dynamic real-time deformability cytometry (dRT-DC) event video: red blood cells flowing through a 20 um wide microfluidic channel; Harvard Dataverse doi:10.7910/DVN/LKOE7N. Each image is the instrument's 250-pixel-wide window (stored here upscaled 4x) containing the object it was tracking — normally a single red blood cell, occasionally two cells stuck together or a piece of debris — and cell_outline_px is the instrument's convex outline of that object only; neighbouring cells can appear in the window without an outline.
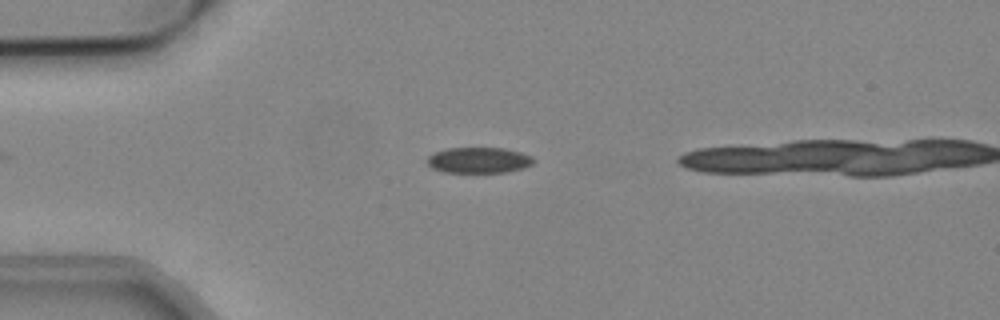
{"species": "common noctule bat (a hibernating species)", "species_latin": "Nyctalus noctula", "temperature_condition": "cold", "stored_images_in_passage": 37, "camera_frame_rate_fps": 3000, "um_per_image_px": 0.085, "animal": {"sex": "male", "body_mass_g": 19.2, "forearm_length_mm": 51.8}, "frame": {"image": 1, "passage_image": 1, "time_ms": 0.0, "image_size_px": [1000, 320], "cell_outline_px": [[536, 160], [532, 164], [524, 168], [508, 172], [444, 172], [432, 168], [428, 164], [428, 156], [436, 152], [448, 148], [504, 148], [520, 152], [532, 156]], "centroid_in_image_um": [40.74, 13.62], "position_along_channel_um": 44.3, "area_um2": 15.95}}
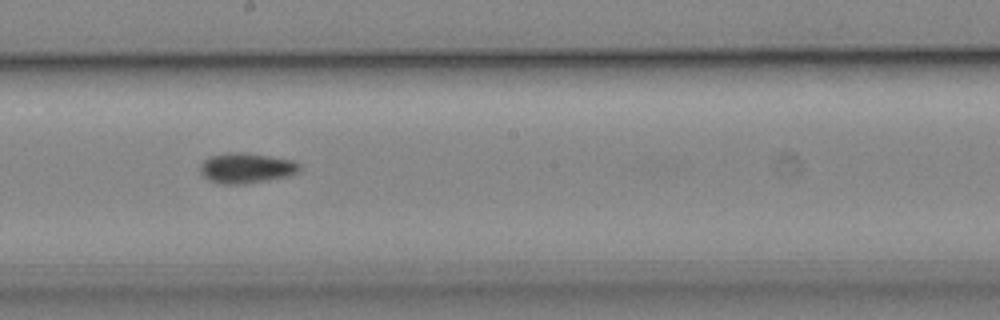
{"frame": {"image": 2, "passage_image": 17, "time_ms": 5.333, "image_size_px": [1000, 320], "cell_outline_px": [[300, 168], [296, 172], [288, 176], [268, 180], [244, 184], [220, 184], [208, 180], [200, 172], [200, 164], [208, 156], [228, 152], [244, 152], [296, 160], [300, 164]], "centroid_in_image_um": [20.92, 14.27], "position_along_channel_um": 227.3, "area_um2": 17.74}}
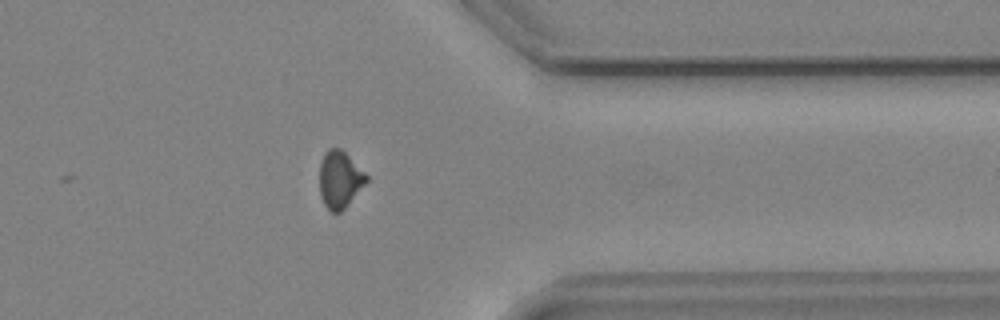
{"frame": {"image": 3, "passage_image": 30, "time_ms": 9.667, "image_size_px": [1000, 320], "cell_outline_px": [[368, 180], [348, 204], [340, 212], [332, 212], [324, 204], [320, 196], [320, 164], [324, 152], [328, 148], [340, 148], [368, 176]], "centroid_in_image_um": [28.86, 15.25], "position_along_channel_um": 382.5, "area_um2": 15.32}}